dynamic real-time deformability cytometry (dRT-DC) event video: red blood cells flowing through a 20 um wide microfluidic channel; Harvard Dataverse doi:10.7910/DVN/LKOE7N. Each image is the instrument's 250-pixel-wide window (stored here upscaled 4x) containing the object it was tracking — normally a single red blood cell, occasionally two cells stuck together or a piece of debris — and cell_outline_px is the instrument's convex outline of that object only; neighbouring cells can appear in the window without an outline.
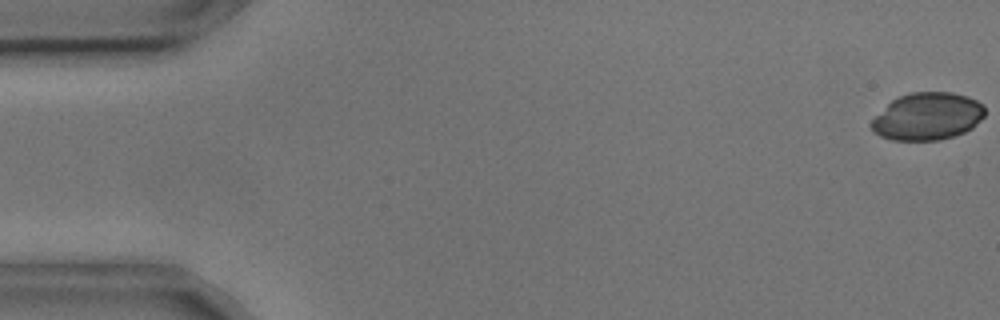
{"species": "common noctule bat (a hibernating species)", "species_latin": "Nyctalus noctula", "temperature_condition": "cold", "stored_images_in_passage": 3, "camera_frame_rate_fps": 3000, "um_per_image_px": 0.085, "animal": {"sex": "male", "body_mass_g": 17.9, "forearm_length_mm": 54.2}, "frame": {"image": 1, "passage_image": 1, "time_ms": 0.0, "image_size_px": [1000, 320], "cell_outline_px": [[984, 116], [972, 128], [964, 132], [940, 140], [892, 140], [880, 136], [872, 132], [868, 124], [892, 100], [900, 96], [912, 92], [952, 92], [968, 96], [984, 104]], "centroid_in_image_um": [78.83, 9.9], "position_along_channel_um": 6.2, "area_um2": 31.39}}